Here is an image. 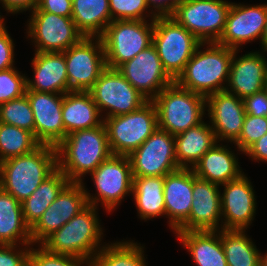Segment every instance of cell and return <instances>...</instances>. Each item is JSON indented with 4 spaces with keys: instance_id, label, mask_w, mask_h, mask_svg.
I'll list each match as a JSON object with an SVG mask.
<instances>
[{
    "instance_id": "cell-47",
    "label": "cell",
    "mask_w": 267,
    "mask_h": 266,
    "mask_svg": "<svg viewBox=\"0 0 267 266\" xmlns=\"http://www.w3.org/2000/svg\"><path fill=\"white\" fill-rule=\"evenodd\" d=\"M245 153L252 158L251 160L267 162V133L254 142Z\"/></svg>"
},
{
    "instance_id": "cell-33",
    "label": "cell",
    "mask_w": 267,
    "mask_h": 266,
    "mask_svg": "<svg viewBox=\"0 0 267 266\" xmlns=\"http://www.w3.org/2000/svg\"><path fill=\"white\" fill-rule=\"evenodd\" d=\"M245 232L246 230H220L228 266H261V252Z\"/></svg>"
},
{
    "instance_id": "cell-16",
    "label": "cell",
    "mask_w": 267,
    "mask_h": 266,
    "mask_svg": "<svg viewBox=\"0 0 267 266\" xmlns=\"http://www.w3.org/2000/svg\"><path fill=\"white\" fill-rule=\"evenodd\" d=\"M88 205L83 182H69L31 228L32 244H41Z\"/></svg>"
},
{
    "instance_id": "cell-25",
    "label": "cell",
    "mask_w": 267,
    "mask_h": 266,
    "mask_svg": "<svg viewBox=\"0 0 267 266\" xmlns=\"http://www.w3.org/2000/svg\"><path fill=\"white\" fill-rule=\"evenodd\" d=\"M62 118L64 138L72 132L94 128L104 123L103 115L101 116L91 93L83 91L63 94Z\"/></svg>"
},
{
    "instance_id": "cell-28",
    "label": "cell",
    "mask_w": 267,
    "mask_h": 266,
    "mask_svg": "<svg viewBox=\"0 0 267 266\" xmlns=\"http://www.w3.org/2000/svg\"><path fill=\"white\" fill-rule=\"evenodd\" d=\"M198 266H228L219 231L175 232Z\"/></svg>"
},
{
    "instance_id": "cell-5",
    "label": "cell",
    "mask_w": 267,
    "mask_h": 266,
    "mask_svg": "<svg viewBox=\"0 0 267 266\" xmlns=\"http://www.w3.org/2000/svg\"><path fill=\"white\" fill-rule=\"evenodd\" d=\"M152 101L157 109L158 128L172 135L202 123L207 109L206 97L180 87L175 81Z\"/></svg>"
},
{
    "instance_id": "cell-1",
    "label": "cell",
    "mask_w": 267,
    "mask_h": 266,
    "mask_svg": "<svg viewBox=\"0 0 267 266\" xmlns=\"http://www.w3.org/2000/svg\"><path fill=\"white\" fill-rule=\"evenodd\" d=\"M56 150L57 168L70 182H82V177L112 155L104 123L70 133Z\"/></svg>"
},
{
    "instance_id": "cell-23",
    "label": "cell",
    "mask_w": 267,
    "mask_h": 266,
    "mask_svg": "<svg viewBox=\"0 0 267 266\" xmlns=\"http://www.w3.org/2000/svg\"><path fill=\"white\" fill-rule=\"evenodd\" d=\"M194 171L180 168L164 176L165 217L174 233L187 221L192 207Z\"/></svg>"
},
{
    "instance_id": "cell-38",
    "label": "cell",
    "mask_w": 267,
    "mask_h": 266,
    "mask_svg": "<svg viewBox=\"0 0 267 266\" xmlns=\"http://www.w3.org/2000/svg\"><path fill=\"white\" fill-rule=\"evenodd\" d=\"M109 8L112 21L146 20L147 17L150 16L151 20L156 18V16L148 10L147 0H109ZM147 10L149 14H146L148 13Z\"/></svg>"
},
{
    "instance_id": "cell-2",
    "label": "cell",
    "mask_w": 267,
    "mask_h": 266,
    "mask_svg": "<svg viewBox=\"0 0 267 266\" xmlns=\"http://www.w3.org/2000/svg\"><path fill=\"white\" fill-rule=\"evenodd\" d=\"M234 50L216 42L201 43L175 82L204 97L225 90Z\"/></svg>"
},
{
    "instance_id": "cell-49",
    "label": "cell",
    "mask_w": 267,
    "mask_h": 266,
    "mask_svg": "<svg viewBox=\"0 0 267 266\" xmlns=\"http://www.w3.org/2000/svg\"><path fill=\"white\" fill-rule=\"evenodd\" d=\"M261 266H267V253L265 255H260Z\"/></svg>"
},
{
    "instance_id": "cell-36",
    "label": "cell",
    "mask_w": 267,
    "mask_h": 266,
    "mask_svg": "<svg viewBox=\"0 0 267 266\" xmlns=\"http://www.w3.org/2000/svg\"><path fill=\"white\" fill-rule=\"evenodd\" d=\"M0 122L34 134V115L26 94L0 104Z\"/></svg>"
},
{
    "instance_id": "cell-11",
    "label": "cell",
    "mask_w": 267,
    "mask_h": 266,
    "mask_svg": "<svg viewBox=\"0 0 267 266\" xmlns=\"http://www.w3.org/2000/svg\"><path fill=\"white\" fill-rule=\"evenodd\" d=\"M70 91L89 92L107 68L100 37H83L64 52Z\"/></svg>"
},
{
    "instance_id": "cell-27",
    "label": "cell",
    "mask_w": 267,
    "mask_h": 266,
    "mask_svg": "<svg viewBox=\"0 0 267 266\" xmlns=\"http://www.w3.org/2000/svg\"><path fill=\"white\" fill-rule=\"evenodd\" d=\"M174 139L177 164L179 168L184 169H192L201 157L217 143L211 125L204 121L174 135Z\"/></svg>"
},
{
    "instance_id": "cell-10",
    "label": "cell",
    "mask_w": 267,
    "mask_h": 266,
    "mask_svg": "<svg viewBox=\"0 0 267 266\" xmlns=\"http://www.w3.org/2000/svg\"><path fill=\"white\" fill-rule=\"evenodd\" d=\"M96 187V194L91 195L85 189L88 204L104 206L106 212H112L126 197L132 193L133 174L128 156L112 154L90 173ZM113 209V210H112Z\"/></svg>"
},
{
    "instance_id": "cell-43",
    "label": "cell",
    "mask_w": 267,
    "mask_h": 266,
    "mask_svg": "<svg viewBox=\"0 0 267 266\" xmlns=\"http://www.w3.org/2000/svg\"><path fill=\"white\" fill-rule=\"evenodd\" d=\"M245 113L253 116H267V88L243 99Z\"/></svg>"
},
{
    "instance_id": "cell-3",
    "label": "cell",
    "mask_w": 267,
    "mask_h": 266,
    "mask_svg": "<svg viewBox=\"0 0 267 266\" xmlns=\"http://www.w3.org/2000/svg\"><path fill=\"white\" fill-rule=\"evenodd\" d=\"M56 169V147L40 145L28 154L0 162V187L21 203Z\"/></svg>"
},
{
    "instance_id": "cell-30",
    "label": "cell",
    "mask_w": 267,
    "mask_h": 266,
    "mask_svg": "<svg viewBox=\"0 0 267 266\" xmlns=\"http://www.w3.org/2000/svg\"><path fill=\"white\" fill-rule=\"evenodd\" d=\"M71 18L84 37H101L112 22L109 0H73Z\"/></svg>"
},
{
    "instance_id": "cell-46",
    "label": "cell",
    "mask_w": 267,
    "mask_h": 266,
    "mask_svg": "<svg viewBox=\"0 0 267 266\" xmlns=\"http://www.w3.org/2000/svg\"><path fill=\"white\" fill-rule=\"evenodd\" d=\"M2 7L11 14H17L27 10L31 12L38 6L39 0H0Z\"/></svg>"
},
{
    "instance_id": "cell-39",
    "label": "cell",
    "mask_w": 267,
    "mask_h": 266,
    "mask_svg": "<svg viewBox=\"0 0 267 266\" xmlns=\"http://www.w3.org/2000/svg\"><path fill=\"white\" fill-rule=\"evenodd\" d=\"M16 67L0 71V104L22 97L26 92V76Z\"/></svg>"
},
{
    "instance_id": "cell-42",
    "label": "cell",
    "mask_w": 267,
    "mask_h": 266,
    "mask_svg": "<svg viewBox=\"0 0 267 266\" xmlns=\"http://www.w3.org/2000/svg\"><path fill=\"white\" fill-rule=\"evenodd\" d=\"M14 43L6 26L0 30V71L14 67Z\"/></svg>"
},
{
    "instance_id": "cell-32",
    "label": "cell",
    "mask_w": 267,
    "mask_h": 266,
    "mask_svg": "<svg viewBox=\"0 0 267 266\" xmlns=\"http://www.w3.org/2000/svg\"><path fill=\"white\" fill-rule=\"evenodd\" d=\"M164 176L133 177L132 193L138 216L150 220L157 216H165Z\"/></svg>"
},
{
    "instance_id": "cell-14",
    "label": "cell",
    "mask_w": 267,
    "mask_h": 266,
    "mask_svg": "<svg viewBox=\"0 0 267 266\" xmlns=\"http://www.w3.org/2000/svg\"><path fill=\"white\" fill-rule=\"evenodd\" d=\"M133 177H156L177 171L174 135L157 128L128 155Z\"/></svg>"
},
{
    "instance_id": "cell-45",
    "label": "cell",
    "mask_w": 267,
    "mask_h": 266,
    "mask_svg": "<svg viewBox=\"0 0 267 266\" xmlns=\"http://www.w3.org/2000/svg\"><path fill=\"white\" fill-rule=\"evenodd\" d=\"M182 0H147L148 8L156 17L171 16ZM154 8V10H153Z\"/></svg>"
},
{
    "instance_id": "cell-7",
    "label": "cell",
    "mask_w": 267,
    "mask_h": 266,
    "mask_svg": "<svg viewBox=\"0 0 267 266\" xmlns=\"http://www.w3.org/2000/svg\"><path fill=\"white\" fill-rule=\"evenodd\" d=\"M112 154L128 156L158 128L157 109L147 101L128 114L104 118Z\"/></svg>"
},
{
    "instance_id": "cell-26",
    "label": "cell",
    "mask_w": 267,
    "mask_h": 266,
    "mask_svg": "<svg viewBox=\"0 0 267 266\" xmlns=\"http://www.w3.org/2000/svg\"><path fill=\"white\" fill-rule=\"evenodd\" d=\"M230 150L217 142L192 168L195 175L218 185L239 178L244 172L240 169L235 153Z\"/></svg>"
},
{
    "instance_id": "cell-44",
    "label": "cell",
    "mask_w": 267,
    "mask_h": 266,
    "mask_svg": "<svg viewBox=\"0 0 267 266\" xmlns=\"http://www.w3.org/2000/svg\"><path fill=\"white\" fill-rule=\"evenodd\" d=\"M41 11L71 17L72 1L70 0H39L38 6Z\"/></svg>"
},
{
    "instance_id": "cell-19",
    "label": "cell",
    "mask_w": 267,
    "mask_h": 266,
    "mask_svg": "<svg viewBox=\"0 0 267 266\" xmlns=\"http://www.w3.org/2000/svg\"><path fill=\"white\" fill-rule=\"evenodd\" d=\"M220 186H224L220 194L222 229L247 230L254 219L257 204L250 180L243 173L239 178Z\"/></svg>"
},
{
    "instance_id": "cell-37",
    "label": "cell",
    "mask_w": 267,
    "mask_h": 266,
    "mask_svg": "<svg viewBox=\"0 0 267 266\" xmlns=\"http://www.w3.org/2000/svg\"><path fill=\"white\" fill-rule=\"evenodd\" d=\"M31 244L29 252V266H89V260L76 256L52 253L41 244L33 248Z\"/></svg>"
},
{
    "instance_id": "cell-18",
    "label": "cell",
    "mask_w": 267,
    "mask_h": 266,
    "mask_svg": "<svg viewBox=\"0 0 267 266\" xmlns=\"http://www.w3.org/2000/svg\"><path fill=\"white\" fill-rule=\"evenodd\" d=\"M34 115V136L41 145L57 147L64 140L63 95L26 90Z\"/></svg>"
},
{
    "instance_id": "cell-4",
    "label": "cell",
    "mask_w": 267,
    "mask_h": 266,
    "mask_svg": "<svg viewBox=\"0 0 267 266\" xmlns=\"http://www.w3.org/2000/svg\"><path fill=\"white\" fill-rule=\"evenodd\" d=\"M98 207L88 204L59 230L49 235L41 245L48 251L90 260L102 247Z\"/></svg>"
},
{
    "instance_id": "cell-9",
    "label": "cell",
    "mask_w": 267,
    "mask_h": 266,
    "mask_svg": "<svg viewBox=\"0 0 267 266\" xmlns=\"http://www.w3.org/2000/svg\"><path fill=\"white\" fill-rule=\"evenodd\" d=\"M231 5L225 0H182L171 17L202 43L217 42Z\"/></svg>"
},
{
    "instance_id": "cell-21",
    "label": "cell",
    "mask_w": 267,
    "mask_h": 266,
    "mask_svg": "<svg viewBox=\"0 0 267 266\" xmlns=\"http://www.w3.org/2000/svg\"><path fill=\"white\" fill-rule=\"evenodd\" d=\"M206 110L217 142L234 143L240 136L246 116L243 99L226 90L206 97Z\"/></svg>"
},
{
    "instance_id": "cell-29",
    "label": "cell",
    "mask_w": 267,
    "mask_h": 266,
    "mask_svg": "<svg viewBox=\"0 0 267 266\" xmlns=\"http://www.w3.org/2000/svg\"><path fill=\"white\" fill-rule=\"evenodd\" d=\"M0 244H19L21 246H31L32 244L31 229L24 221L21 203L1 187Z\"/></svg>"
},
{
    "instance_id": "cell-12",
    "label": "cell",
    "mask_w": 267,
    "mask_h": 266,
    "mask_svg": "<svg viewBox=\"0 0 267 266\" xmlns=\"http://www.w3.org/2000/svg\"><path fill=\"white\" fill-rule=\"evenodd\" d=\"M104 118L128 114L140 108L148 100L137 91L117 70L107 67L89 91Z\"/></svg>"
},
{
    "instance_id": "cell-15",
    "label": "cell",
    "mask_w": 267,
    "mask_h": 266,
    "mask_svg": "<svg viewBox=\"0 0 267 266\" xmlns=\"http://www.w3.org/2000/svg\"><path fill=\"white\" fill-rule=\"evenodd\" d=\"M117 70L148 101H152L174 80L164 70L156 47L152 44Z\"/></svg>"
},
{
    "instance_id": "cell-6",
    "label": "cell",
    "mask_w": 267,
    "mask_h": 266,
    "mask_svg": "<svg viewBox=\"0 0 267 266\" xmlns=\"http://www.w3.org/2000/svg\"><path fill=\"white\" fill-rule=\"evenodd\" d=\"M154 20H114L100 37L106 65L117 69L153 44Z\"/></svg>"
},
{
    "instance_id": "cell-22",
    "label": "cell",
    "mask_w": 267,
    "mask_h": 266,
    "mask_svg": "<svg viewBox=\"0 0 267 266\" xmlns=\"http://www.w3.org/2000/svg\"><path fill=\"white\" fill-rule=\"evenodd\" d=\"M238 51L234 50L225 90L244 99L267 88V55L250 51L237 58Z\"/></svg>"
},
{
    "instance_id": "cell-20",
    "label": "cell",
    "mask_w": 267,
    "mask_h": 266,
    "mask_svg": "<svg viewBox=\"0 0 267 266\" xmlns=\"http://www.w3.org/2000/svg\"><path fill=\"white\" fill-rule=\"evenodd\" d=\"M219 186L198 178L194 173L191 212L187 221L176 232L222 230V224H219L220 220L222 222Z\"/></svg>"
},
{
    "instance_id": "cell-40",
    "label": "cell",
    "mask_w": 267,
    "mask_h": 266,
    "mask_svg": "<svg viewBox=\"0 0 267 266\" xmlns=\"http://www.w3.org/2000/svg\"><path fill=\"white\" fill-rule=\"evenodd\" d=\"M267 133V116L246 114L239 138L233 143L240 152H245L254 142Z\"/></svg>"
},
{
    "instance_id": "cell-31",
    "label": "cell",
    "mask_w": 267,
    "mask_h": 266,
    "mask_svg": "<svg viewBox=\"0 0 267 266\" xmlns=\"http://www.w3.org/2000/svg\"><path fill=\"white\" fill-rule=\"evenodd\" d=\"M69 182L66 175L57 168L26 200L21 202L24 221L30 229Z\"/></svg>"
},
{
    "instance_id": "cell-48",
    "label": "cell",
    "mask_w": 267,
    "mask_h": 266,
    "mask_svg": "<svg viewBox=\"0 0 267 266\" xmlns=\"http://www.w3.org/2000/svg\"><path fill=\"white\" fill-rule=\"evenodd\" d=\"M261 51L267 52V19H266V25H265V30L262 36L261 40Z\"/></svg>"
},
{
    "instance_id": "cell-35",
    "label": "cell",
    "mask_w": 267,
    "mask_h": 266,
    "mask_svg": "<svg viewBox=\"0 0 267 266\" xmlns=\"http://www.w3.org/2000/svg\"><path fill=\"white\" fill-rule=\"evenodd\" d=\"M40 145L33 133L0 122V162L28 154Z\"/></svg>"
},
{
    "instance_id": "cell-34",
    "label": "cell",
    "mask_w": 267,
    "mask_h": 266,
    "mask_svg": "<svg viewBox=\"0 0 267 266\" xmlns=\"http://www.w3.org/2000/svg\"><path fill=\"white\" fill-rule=\"evenodd\" d=\"M143 248L133 240L106 244L89 260V266H147Z\"/></svg>"
},
{
    "instance_id": "cell-50",
    "label": "cell",
    "mask_w": 267,
    "mask_h": 266,
    "mask_svg": "<svg viewBox=\"0 0 267 266\" xmlns=\"http://www.w3.org/2000/svg\"><path fill=\"white\" fill-rule=\"evenodd\" d=\"M1 13V12H0ZM5 27L4 18L0 15V30Z\"/></svg>"
},
{
    "instance_id": "cell-17",
    "label": "cell",
    "mask_w": 267,
    "mask_h": 266,
    "mask_svg": "<svg viewBox=\"0 0 267 266\" xmlns=\"http://www.w3.org/2000/svg\"><path fill=\"white\" fill-rule=\"evenodd\" d=\"M266 19L267 4L248 6L232 2L224 31L216 43L235 50L256 39L261 43Z\"/></svg>"
},
{
    "instance_id": "cell-24",
    "label": "cell",
    "mask_w": 267,
    "mask_h": 266,
    "mask_svg": "<svg viewBox=\"0 0 267 266\" xmlns=\"http://www.w3.org/2000/svg\"><path fill=\"white\" fill-rule=\"evenodd\" d=\"M31 63L34 79L26 78V90L62 95L69 92L63 52H35Z\"/></svg>"
},
{
    "instance_id": "cell-8",
    "label": "cell",
    "mask_w": 267,
    "mask_h": 266,
    "mask_svg": "<svg viewBox=\"0 0 267 266\" xmlns=\"http://www.w3.org/2000/svg\"><path fill=\"white\" fill-rule=\"evenodd\" d=\"M201 43L171 16L154 19L153 45L164 70L174 81Z\"/></svg>"
},
{
    "instance_id": "cell-13",
    "label": "cell",
    "mask_w": 267,
    "mask_h": 266,
    "mask_svg": "<svg viewBox=\"0 0 267 266\" xmlns=\"http://www.w3.org/2000/svg\"><path fill=\"white\" fill-rule=\"evenodd\" d=\"M27 33L35 45V52H64L84 36L71 17H64L36 7L31 12Z\"/></svg>"
},
{
    "instance_id": "cell-41",
    "label": "cell",
    "mask_w": 267,
    "mask_h": 266,
    "mask_svg": "<svg viewBox=\"0 0 267 266\" xmlns=\"http://www.w3.org/2000/svg\"><path fill=\"white\" fill-rule=\"evenodd\" d=\"M30 247L23 249L20 245L0 244V266H29Z\"/></svg>"
}]
</instances>
